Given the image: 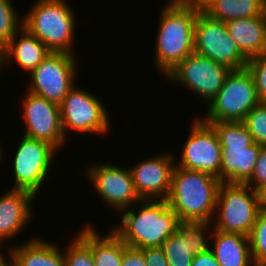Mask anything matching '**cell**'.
<instances>
[{
    "label": "cell",
    "instance_id": "cell-1",
    "mask_svg": "<svg viewBox=\"0 0 266 266\" xmlns=\"http://www.w3.org/2000/svg\"><path fill=\"white\" fill-rule=\"evenodd\" d=\"M155 45L156 68L167 75L195 52V23L201 6L186 0L164 3Z\"/></svg>",
    "mask_w": 266,
    "mask_h": 266
},
{
    "label": "cell",
    "instance_id": "cell-2",
    "mask_svg": "<svg viewBox=\"0 0 266 266\" xmlns=\"http://www.w3.org/2000/svg\"><path fill=\"white\" fill-rule=\"evenodd\" d=\"M119 213L120 225L111 230L127 246L138 249L162 246L181 222L166 200H141Z\"/></svg>",
    "mask_w": 266,
    "mask_h": 266
},
{
    "label": "cell",
    "instance_id": "cell-3",
    "mask_svg": "<svg viewBox=\"0 0 266 266\" xmlns=\"http://www.w3.org/2000/svg\"><path fill=\"white\" fill-rule=\"evenodd\" d=\"M221 183L208 173L175 166L166 201L180 221L211 222Z\"/></svg>",
    "mask_w": 266,
    "mask_h": 266
},
{
    "label": "cell",
    "instance_id": "cell-4",
    "mask_svg": "<svg viewBox=\"0 0 266 266\" xmlns=\"http://www.w3.org/2000/svg\"><path fill=\"white\" fill-rule=\"evenodd\" d=\"M66 0H36L26 15L23 27L51 52L74 54L75 14Z\"/></svg>",
    "mask_w": 266,
    "mask_h": 266
},
{
    "label": "cell",
    "instance_id": "cell-5",
    "mask_svg": "<svg viewBox=\"0 0 266 266\" xmlns=\"http://www.w3.org/2000/svg\"><path fill=\"white\" fill-rule=\"evenodd\" d=\"M213 126L222 147L220 181L245 184L263 146L254 143L243 122H206Z\"/></svg>",
    "mask_w": 266,
    "mask_h": 266
},
{
    "label": "cell",
    "instance_id": "cell-6",
    "mask_svg": "<svg viewBox=\"0 0 266 266\" xmlns=\"http://www.w3.org/2000/svg\"><path fill=\"white\" fill-rule=\"evenodd\" d=\"M259 211L256 190L246 184L221 183L214 213L215 221L211 223L215 230L249 237Z\"/></svg>",
    "mask_w": 266,
    "mask_h": 266
},
{
    "label": "cell",
    "instance_id": "cell-7",
    "mask_svg": "<svg viewBox=\"0 0 266 266\" xmlns=\"http://www.w3.org/2000/svg\"><path fill=\"white\" fill-rule=\"evenodd\" d=\"M259 103L254 79L248 69L231 70L200 118L204 122H242Z\"/></svg>",
    "mask_w": 266,
    "mask_h": 266
},
{
    "label": "cell",
    "instance_id": "cell-8",
    "mask_svg": "<svg viewBox=\"0 0 266 266\" xmlns=\"http://www.w3.org/2000/svg\"><path fill=\"white\" fill-rule=\"evenodd\" d=\"M95 94L76 85L59 104L63 133L68 131L106 135L110 131L109 111Z\"/></svg>",
    "mask_w": 266,
    "mask_h": 266
},
{
    "label": "cell",
    "instance_id": "cell-9",
    "mask_svg": "<svg viewBox=\"0 0 266 266\" xmlns=\"http://www.w3.org/2000/svg\"><path fill=\"white\" fill-rule=\"evenodd\" d=\"M57 150L49 142L22 135L12 160V189L27 190L37 196L52 171Z\"/></svg>",
    "mask_w": 266,
    "mask_h": 266
},
{
    "label": "cell",
    "instance_id": "cell-10",
    "mask_svg": "<svg viewBox=\"0 0 266 266\" xmlns=\"http://www.w3.org/2000/svg\"><path fill=\"white\" fill-rule=\"evenodd\" d=\"M195 52L231 70L244 69L248 63L229 35L225 22L212 19L201 10L195 23Z\"/></svg>",
    "mask_w": 266,
    "mask_h": 266
},
{
    "label": "cell",
    "instance_id": "cell-11",
    "mask_svg": "<svg viewBox=\"0 0 266 266\" xmlns=\"http://www.w3.org/2000/svg\"><path fill=\"white\" fill-rule=\"evenodd\" d=\"M230 72L231 69L228 67L194 52L165 77L172 83L174 81L179 86L192 91L209 104L222 88Z\"/></svg>",
    "mask_w": 266,
    "mask_h": 266
},
{
    "label": "cell",
    "instance_id": "cell-12",
    "mask_svg": "<svg viewBox=\"0 0 266 266\" xmlns=\"http://www.w3.org/2000/svg\"><path fill=\"white\" fill-rule=\"evenodd\" d=\"M74 56V54L52 52L30 74L27 90L59 105L76 85L79 65Z\"/></svg>",
    "mask_w": 266,
    "mask_h": 266
},
{
    "label": "cell",
    "instance_id": "cell-13",
    "mask_svg": "<svg viewBox=\"0 0 266 266\" xmlns=\"http://www.w3.org/2000/svg\"><path fill=\"white\" fill-rule=\"evenodd\" d=\"M190 134L183 145L176 166L208 173L220 180L222 147L213 126L200 117L193 118Z\"/></svg>",
    "mask_w": 266,
    "mask_h": 266
},
{
    "label": "cell",
    "instance_id": "cell-14",
    "mask_svg": "<svg viewBox=\"0 0 266 266\" xmlns=\"http://www.w3.org/2000/svg\"><path fill=\"white\" fill-rule=\"evenodd\" d=\"M87 168L86 178L104 203L119 212L141 201L136 193L131 172L112 163L92 164Z\"/></svg>",
    "mask_w": 266,
    "mask_h": 266
},
{
    "label": "cell",
    "instance_id": "cell-15",
    "mask_svg": "<svg viewBox=\"0 0 266 266\" xmlns=\"http://www.w3.org/2000/svg\"><path fill=\"white\" fill-rule=\"evenodd\" d=\"M22 102L21 115L25 121L23 135L49 142L58 151L62 149L67 139L61 125L59 105L28 90Z\"/></svg>",
    "mask_w": 266,
    "mask_h": 266
},
{
    "label": "cell",
    "instance_id": "cell-16",
    "mask_svg": "<svg viewBox=\"0 0 266 266\" xmlns=\"http://www.w3.org/2000/svg\"><path fill=\"white\" fill-rule=\"evenodd\" d=\"M174 155L169 151L153 155L139 164L128 167L137 195L141 200H166L176 166Z\"/></svg>",
    "mask_w": 266,
    "mask_h": 266
},
{
    "label": "cell",
    "instance_id": "cell-17",
    "mask_svg": "<svg viewBox=\"0 0 266 266\" xmlns=\"http://www.w3.org/2000/svg\"><path fill=\"white\" fill-rule=\"evenodd\" d=\"M211 222L181 221L175 233L162 244L169 266H192L193 258L211 247ZM211 230L208 231V230ZM209 235H207L208 233ZM209 239V241H208Z\"/></svg>",
    "mask_w": 266,
    "mask_h": 266
},
{
    "label": "cell",
    "instance_id": "cell-18",
    "mask_svg": "<svg viewBox=\"0 0 266 266\" xmlns=\"http://www.w3.org/2000/svg\"><path fill=\"white\" fill-rule=\"evenodd\" d=\"M36 197L32 192L22 189H9L0 196V247L4 241L16 236L18 238L19 233L32 220V206Z\"/></svg>",
    "mask_w": 266,
    "mask_h": 266
},
{
    "label": "cell",
    "instance_id": "cell-19",
    "mask_svg": "<svg viewBox=\"0 0 266 266\" xmlns=\"http://www.w3.org/2000/svg\"><path fill=\"white\" fill-rule=\"evenodd\" d=\"M51 53L46 45L22 27L4 47L5 66L15 61L30 75Z\"/></svg>",
    "mask_w": 266,
    "mask_h": 266
},
{
    "label": "cell",
    "instance_id": "cell-20",
    "mask_svg": "<svg viewBox=\"0 0 266 266\" xmlns=\"http://www.w3.org/2000/svg\"><path fill=\"white\" fill-rule=\"evenodd\" d=\"M225 24L247 59L266 52V12L260 16L226 21Z\"/></svg>",
    "mask_w": 266,
    "mask_h": 266
},
{
    "label": "cell",
    "instance_id": "cell-21",
    "mask_svg": "<svg viewBox=\"0 0 266 266\" xmlns=\"http://www.w3.org/2000/svg\"><path fill=\"white\" fill-rule=\"evenodd\" d=\"M40 237L14 245L9 250L15 266H66L63 250L56 243Z\"/></svg>",
    "mask_w": 266,
    "mask_h": 266
},
{
    "label": "cell",
    "instance_id": "cell-22",
    "mask_svg": "<svg viewBox=\"0 0 266 266\" xmlns=\"http://www.w3.org/2000/svg\"><path fill=\"white\" fill-rule=\"evenodd\" d=\"M210 239L214 242V247L211 246L210 249L220 266H256L251 256L248 236L213 229Z\"/></svg>",
    "mask_w": 266,
    "mask_h": 266
},
{
    "label": "cell",
    "instance_id": "cell-23",
    "mask_svg": "<svg viewBox=\"0 0 266 266\" xmlns=\"http://www.w3.org/2000/svg\"><path fill=\"white\" fill-rule=\"evenodd\" d=\"M89 222L78 234L92 249L95 266H122L124 249L127 246L112 230L102 236Z\"/></svg>",
    "mask_w": 266,
    "mask_h": 266
},
{
    "label": "cell",
    "instance_id": "cell-24",
    "mask_svg": "<svg viewBox=\"0 0 266 266\" xmlns=\"http://www.w3.org/2000/svg\"><path fill=\"white\" fill-rule=\"evenodd\" d=\"M265 0H206L201 11L222 22L260 16L265 13Z\"/></svg>",
    "mask_w": 266,
    "mask_h": 266
},
{
    "label": "cell",
    "instance_id": "cell-25",
    "mask_svg": "<svg viewBox=\"0 0 266 266\" xmlns=\"http://www.w3.org/2000/svg\"><path fill=\"white\" fill-rule=\"evenodd\" d=\"M17 15L18 12L11 0H0V45L3 47L23 27V17L19 18Z\"/></svg>",
    "mask_w": 266,
    "mask_h": 266
},
{
    "label": "cell",
    "instance_id": "cell-26",
    "mask_svg": "<svg viewBox=\"0 0 266 266\" xmlns=\"http://www.w3.org/2000/svg\"><path fill=\"white\" fill-rule=\"evenodd\" d=\"M251 256L254 264L266 265V211L260 210L249 235Z\"/></svg>",
    "mask_w": 266,
    "mask_h": 266
},
{
    "label": "cell",
    "instance_id": "cell-27",
    "mask_svg": "<svg viewBox=\"0 0 266 266\" xmlns=\"http://www.w3.org/2000/svg\"><path fill=\"white\" fill-rule=\"evenodd\" d=\"M66 247V266H95L91 247L78 234Z\"/></svg>",
    "mask_w": 266,
    "mask_h": 266
},
{
    "label": "cell",
    "instance_id": "cell-28",
    "mask_svg": "<svg viewBox=\"0 0 266 266\" xmlns=\"http://www.w3.org/2000/svg\"><path fill=\"white\" fill-rule=\"evenodd\" d=\"M254 143L266 146V103L256 105L242 121Z\"/></svg>",
    "mask_w": 266,
    "mask_h": 266
},
{
    "label": "cell",
    "instance_id": "cell-29",
    "mask_svg": "<svg viewBox=\"0 0 266 266\" xmlns=\"http://www.w3.org/2000/svg\"><path fill=\"white\" fill-rule=\"evenodd\" d=\"M246 68L254 79L260 102L266 103V52L248 59Z\"/></svg>",
    "mask_w": 266,
    "mask_h": 266
},
{
    "label": "cell",
    "instance_id": "cell-30",
    "mask_svg": "<svg viewBox=\"0 0 266 266\" xmlns=\"http://www.w3.org/2000/svg\"><path fill=\"white\" fill-rule=\"evenodd\" d=\"M245 184L256 191L266 184V146L261 148L252 177Z\"/></svg>",
    "mask_w": 266,
    "mask_h": 266
},
{
    "label": "cell",
    "instance_id": "cell-31",
    "mask_svg": "<svg viewBox=\"0 0 266 266\" xmlns=\"http://www.w3.org/2000/svg\"><path fill=\"white\" fill-rule=\"evenodd\" d=\"M147 266H169L162 247L142 249Z\"/></svg>",
    "mask_w": 266,
    "mask_h": 266
},
{
    "label": "cell",
    "instance_id": "cell-32",
    "mask_svg": "<svg viewBox=\"0 0 266 266\" xmlns=\"http://www.w3.org/2000/svg\"><path fill=\"white\" fill-rule=\"evenodd\" d=\"M122 266H147L142 249L126 246Z\"/></svg>",
    "mask_w": 266,
    "mask_h": 266
},
{
    "label": "cell",
    "instance_id": "cell-33",
    "mask_svg": "<svg viewBox=\"0 0 266 266\" xmlns=\"http://www.w3.org/2000/svg\"><path fill=\"white\" fill-rule=\"evenodd\" d=\"M192 266H220L211 249L193 258Z\"/></svg>",
    "mask_w": 266,
    "mask_h": 266
},
{
    "label": "cell",
    "instance_id": "cell-34",
    "mask_svg": "<svg viewBox=\"0 0 266 266\" xmlns=\"http://www.w3.org/2000/svg\"><path fill=\"white\" fill-rule=\"evenodd\" d=\"M260 210L266 211V184L257 190Z\"/></svg>",
    "mask_w": 266,
    "mask_h": 266
},
{
    "label": "cell",
    "instance_id": "cell-35",
    "mask_svg": "<svg viewBox=\"0 0 266 266\" xmlns=\"http://www.w3.org/2000/svg\"><path fill=\"white\" fill-rule=\"evenodd\" d=\"M3 252L4 251L0 250V266H15V262L12 256L10 254L7 255V257L9 256V259L6 260V257L4 256V254L6 253Z\"/></svg>",
    "mask_w": 266,
    "mask_h": 266
},
{
    "label": "cell",
    "instance_id": "cell-36",
    "mask_svg": "<svg viewBox=\"0 0 266 266\" xmlns=\"http://www.w3.org/2000/svg\"><path fill=\"white\" fill-rule=\"evenodd\" d=\"M5 65L4 47L0 45V73L3 71Z\"/></svg>",
    "mask_w": 266,
    "mask_h": 266
},
{
    "label": "cell",
    "instance_id": "cell-37",
    "mask_svg": "<svg viewBox=\"0 0 266 266\" xmlns=\"http://www.w3.org/2000/svg\"><path fill=\"white\" fill-rule=\"evenodd\" d=\"M186 1L201 6L206 0H186Z\"/></svg>",
    "mask_w": 266,
    "mask_h": 266
},
{
    "label": "cell",
    "instance_id": "cell-38",
    "mask_svg": "<svg viewBox=\"0 0 266 266\" xmlns=\"http://www.w3.org/2000/svg\"><path fill=\"white\" fill-rule=\"evenodd\" d=\"M1 144V143H0ZM4 150H2V148H1V145H0V162H2L1 161V159L3 158V156L2 155H4V153H2Z\"/></svg>",
    "mask_w": 266,
    "mask_h": 266
}]
</instances>
